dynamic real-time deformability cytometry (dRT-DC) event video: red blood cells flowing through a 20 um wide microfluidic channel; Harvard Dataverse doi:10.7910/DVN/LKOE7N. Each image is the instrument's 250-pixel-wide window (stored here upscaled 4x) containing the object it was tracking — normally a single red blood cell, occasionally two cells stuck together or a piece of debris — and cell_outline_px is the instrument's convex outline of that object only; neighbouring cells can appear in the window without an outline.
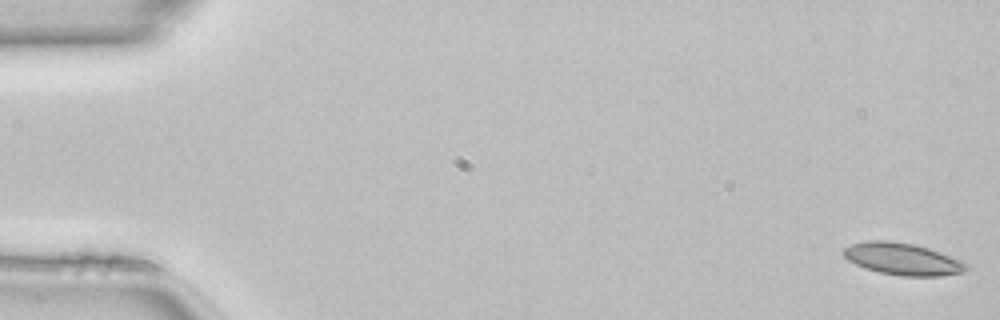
{"species": "common noctule bat (a hibernating species)", "species_latin": "Nyctalus noctula", "temperature_condition": "room temperature", "stored_images_in_passage": 50, "camera_frame_rate_fps": 3000, "um_per_image_px": 0.085, "animal": {"sex": "female", "body_mass_g": 22.7, "forearm_length_mm": 54.2}, "frame": {"image": 1, "passage_image": 1, "time_ms": 0.0, "image_size_px": [1000, 320], "cell_outline_px": [[968, 268], [960, 272], [940, 276], [900, 276], [880, 272], [864, 268], [848, 260], [840, 252], [844, 248], [852, 244], [864, 240], [888, 240], [912, 244], [928, 248], [964, 260], [968, 264]], "centroid_in_image_um": [76.7, 22.0], "position_along_channel_um": 8.3, "area_um2": 23.0}}
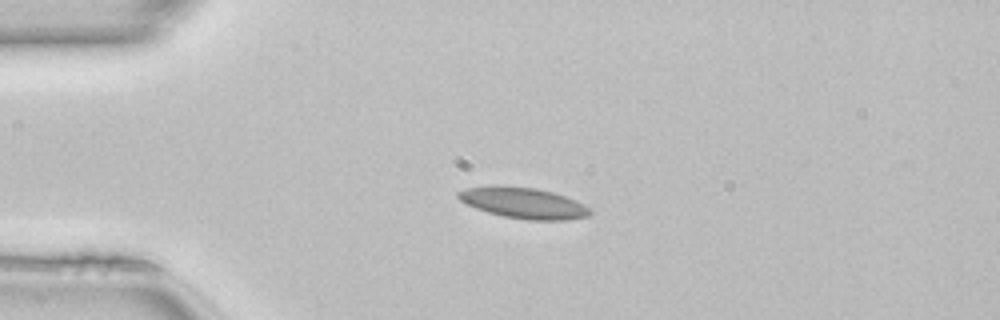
{"frame": {"image": 2, "passage_image": 12, "time_ms": 3.667, "image_size_px": [1000, 320], "cell_outline_px": [[592, 212], [588, 216], [568, 220], [528, 220], [504, 216], [488, 212], [476, 208], [460, 200], [456, 196], [456, 192], [468, 188], [536, 188], [552, 192], [576, 200], [584, 204]], "centroid_in_image_um": [44.57, 17.3], "position_along_channel_um": 40.4, "area_um2": 22.83}}
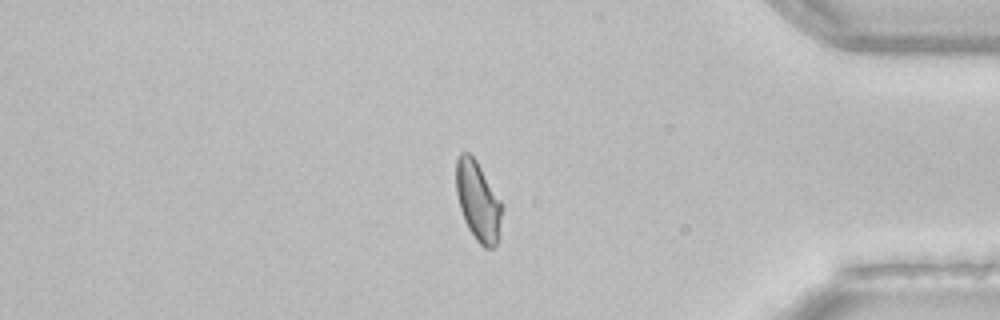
{"frame": {"image": 3, "passage_image": 42, "time_ms": 13.667, "image_size_px": [1000, 320], "cell_outline_px": [[500, 220], [496, 244], [492, 248], [484, 248], [476, 240], [468, 228], [464, 220], [460, 208], [456, 192], [456, 160], [460, 152], [468, 152], [476, 160], [500, 200]], "centroid_in_image_um": [40.58, 17.07], "position_along_channel_um": 394.6, "area_um2": 20.69}, "authors_computed_cell_mechanics": {"area_um2": 22.0507, "velocity_mm_per_s": 4.1164, "shape_relaxation_time_tau1_ms": null, "shape_relaxation_time_tau2_ms": 3.2447, "deformation_change_tau1": null, "deformation_change_tau2": 0.0729}}